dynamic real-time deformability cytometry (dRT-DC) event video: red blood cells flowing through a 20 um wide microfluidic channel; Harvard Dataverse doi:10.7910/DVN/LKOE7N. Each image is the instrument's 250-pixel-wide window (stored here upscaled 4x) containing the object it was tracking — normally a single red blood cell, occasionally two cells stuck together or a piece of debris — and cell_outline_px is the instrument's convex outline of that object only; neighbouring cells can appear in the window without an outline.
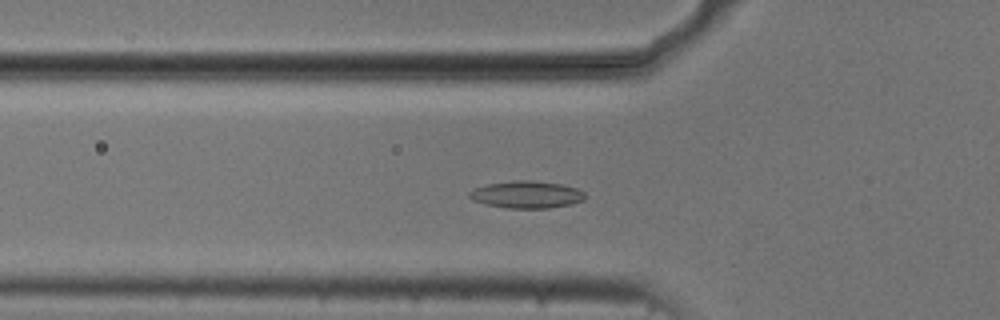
{"species": "common noctule bat (a hibernating species)", "species_latin": "Nyctalus noctula", "temperature_condition": "cold", "stored_images_in_passage": 48, "camera_frame_rate_fps": 3000, "um_per_image_px": 0.085, "animal": {"sex": "male", "body_mass_g": 20.5, "forearm_length_mm": 52.5}, "frame": {"image": 1, "passage_image": 12, "time_ms": 3.667, "image_size_px": [1000, 320], "cell_outline_px": [[588, 196], [584, 200], [572, 204], [548, 208], [508, 208], [484, 204], [468, 196], [468, 192], [476, 188], [488, 184], [516, 180], [532, 180], [560, 184], [576, 188], [584, 192]], "centroid_in_image_um": [44.81, 16.54], "position_along_channel_um": 81.0, "area_um2": 18.26}}
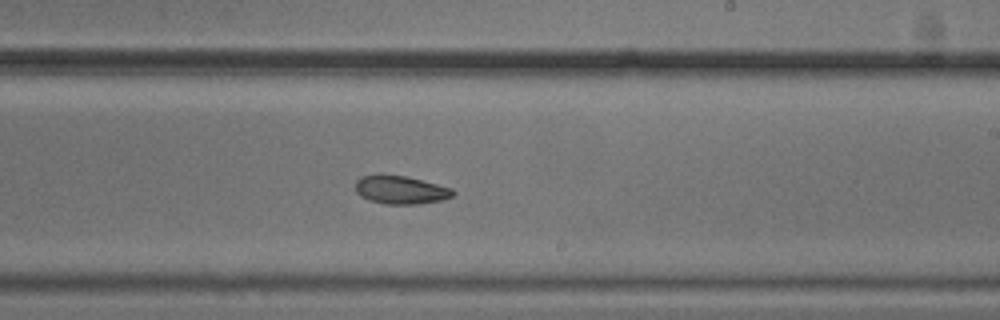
{"frame": {"image": 2, "passage_image": 26, "time_ms": 8.333, "image_size_px": [1000, 320], "cell_outline_px": [[456, 192], [452, 196], [440, 200], [416, 204], [388, 204], [368, 200], [360, 196], [356, 192], [356, 180], [364, 176], [404, 176], [452, 188]], "centroid_in_image_um": [34.06, 16.16], "position_along_channel_um": 254.9, "area_um2": 15.55}}
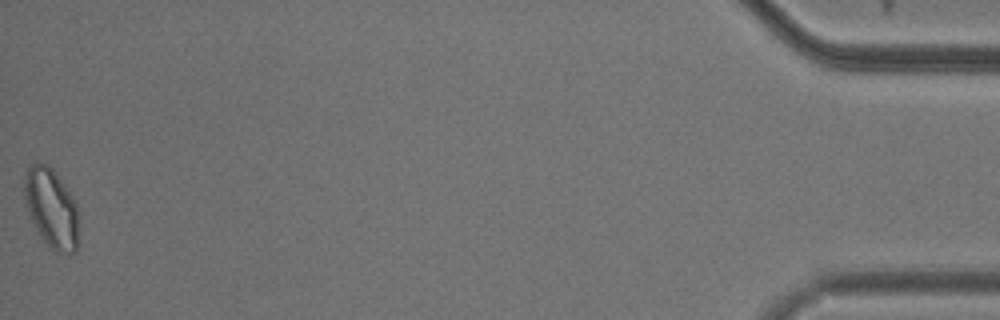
{"frame": {"image": 3, "passage_image": 48, "time_ms": 15.667, "image_size_px": [1000, 320], "cell_outline_px": [[76, 252], [68, 256], [56, 252], [48, 248], [40, 236], [28, 216], [24, 204], [24, 176], [28, 164], [32, 160], [40, 160], [48, 164], [52, 168], [76, 200]], "centroid_in_image_um": [4.3, 17.65], "position_along_channel_um": 430.9, "area_um2": 25.89}, "authors_computed_cell_mechanics": {"area_um2": 16.762, "velocity_mm_per_s": 3.7079, "shape_relaxation_time_tau1_ms": null, "shape_relaxation_time_tau2_ms": 10.8216, "deformation_change_tau1": null, "deformation_change_tau2": 0.1712}}